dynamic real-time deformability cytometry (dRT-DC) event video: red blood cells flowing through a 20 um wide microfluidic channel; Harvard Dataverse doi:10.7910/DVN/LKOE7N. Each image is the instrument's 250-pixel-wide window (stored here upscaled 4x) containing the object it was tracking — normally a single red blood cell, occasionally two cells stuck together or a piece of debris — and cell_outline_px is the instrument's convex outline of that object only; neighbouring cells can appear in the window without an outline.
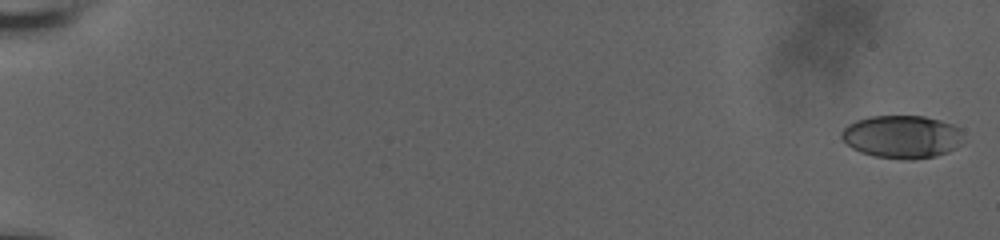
{"species": "human", "species_latin": "Homo sapiens", "temperature_condition": "room temperature", "stored_images_in_passage": 23, "camera_frame_rate_fps": 3000, "um_per_image_px": 0.085, "donor": {"sex": "male"}, "frame": {"image": 1, "passage_image": 1, "time_ms": 0.0, "image_size_px": [1000, 240], "cell_outline_px": [[960, 144], [956, 148], [948, 152], [936, 156], [912, 160], [876, 156], [860, 152], [852, 148], [840, 136], [840, 132], [848, 124], [856, 120], [868, 116], [924, 116], [940, 120], [952, 124], [960, 128]], "centroid_in_image_um": [76.65, 11.62], "position_along_channel_um": 8.4, "area_um2": 30.4}}
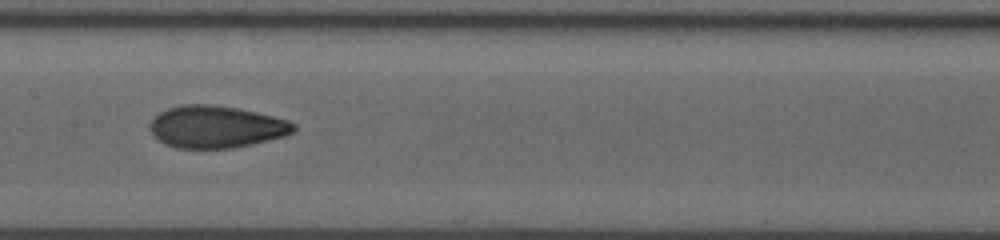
{"frame": {"image": 2, "passage_image": 20, "time_ms": 10.667, "image_size_px": [1000, 240], "cell_outline_px": [[296, 128], [292, 132], [284, 136], [252, 144], [232, 148], [176, 148], [164, 144], [152, 136], [148, 128], [148, 124], [152, 116], [168, 108], [184, 104], [212, 104], [240, 108], [288, 120], [296, 124]], "centroid_in_image_um": [18.31, 10.77], "position_along_channel_um": 189.1, "area_um2": 35.72}}
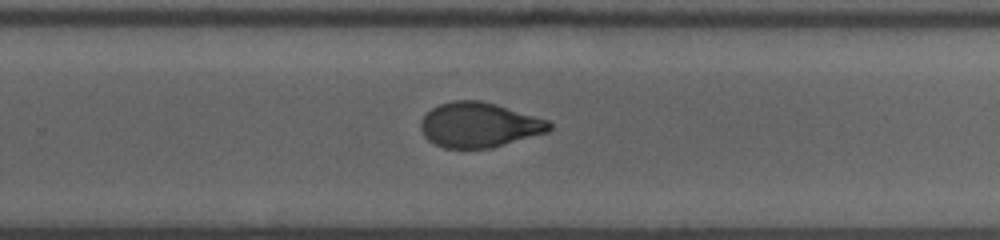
{"frame": {"image": 3, "passage_image": 23, "time_ms": 13.333, "image_size_px": [1000, 240], "cell_outline_px": [[552, 128], [548, 132], [492, 148], [444, 148], [428, 140], [424, 136], [420, 128], [420, 124], [424, 116], [432, 108], [440, 104], [452, 100], [480, 100], [496, 104], [548, 120], [552, 124]], "centroid_in_image_um": [40.73, 10.62], "position_along_channel_um": 289.1, "area_um2": 33.64}}